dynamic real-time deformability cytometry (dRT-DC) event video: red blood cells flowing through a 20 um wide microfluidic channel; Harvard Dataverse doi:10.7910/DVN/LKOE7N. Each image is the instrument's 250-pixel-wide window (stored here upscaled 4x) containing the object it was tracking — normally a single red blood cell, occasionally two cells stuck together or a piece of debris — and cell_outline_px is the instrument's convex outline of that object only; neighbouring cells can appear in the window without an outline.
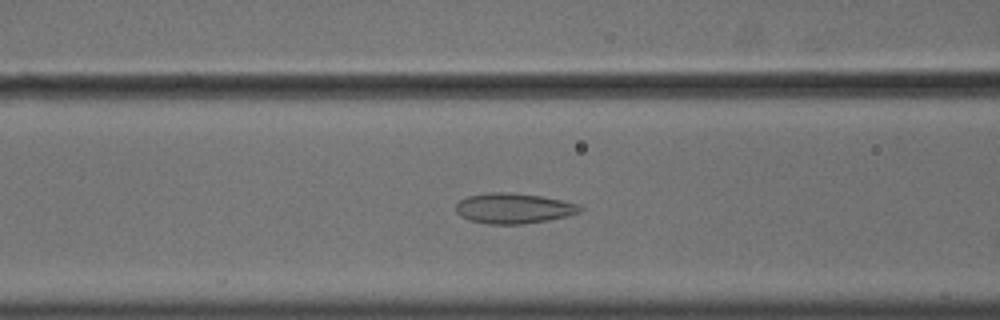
{"species": "common noctule bat (a hibernating species)", "species_latin": "Nyctalus noctula", "temperature_condition": "cold", "stored_images_in_passage": 58, "camera_frame_rate_fps": 3000, "um_per_image_px": 0.085, "animal": {"sex": "male", "body_mass_g": 18.8}, "frame": {"image": 1, "passage_image": 24, "time_ms": 7.667, "image_size_px": [1000, 320], "cell_outline_px": [[584, 208], [580, 212], [548, 220], [520, 224], [488, 224], [468, 220], [460, 216], [456, 212], [456, 204], [460, 200], [468, 196], [492, 192], [508, 192], [540, 196], [560, 200], [576, 204]], "centroid_in_image_um": [43.61, 17.71], "position_along_channel_um": 123.0, "area_um2": 21.73}}
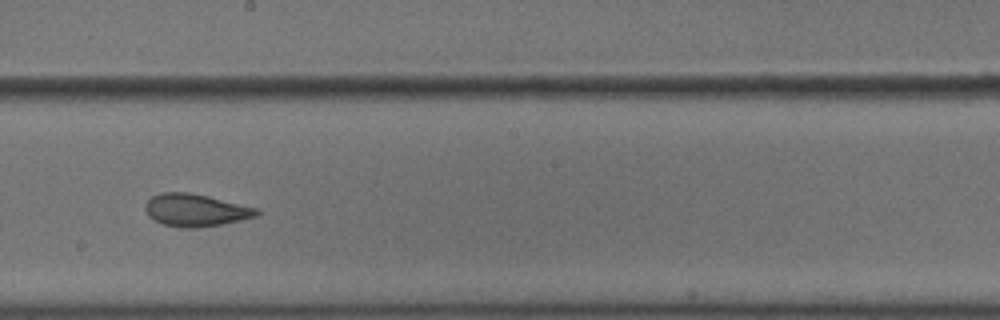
{"frame": {"image": 2, "passage_image": 33, "time_ms": 10.667, "image_size_px": [1000, 320], "cell_outline_px": [[260, 212], [256, 216], [220, 224], [196, 228], [184, 228], [164, 224], [148, 216], [144, 208], [144, 204], [152, 196], [160, 192], [188, 192], [208, 196], [260, 208]], "centroid_in_image_um": [16.62, 17.85], "position_along_channel_um": 231.6, "area_um2": 21.04}}
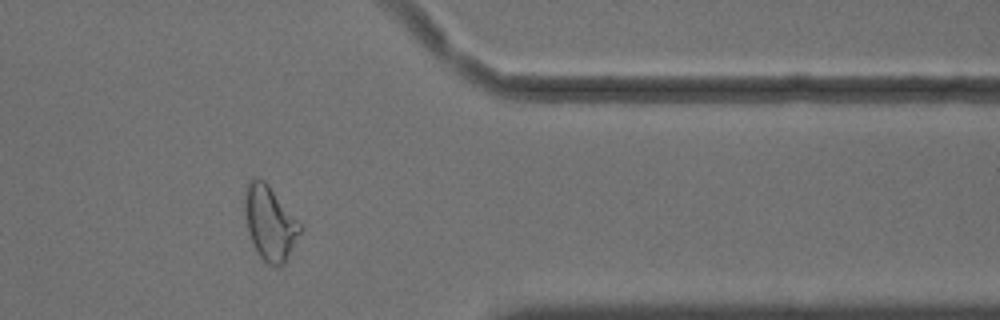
{"frame": {"image": 3, "passage_image": 47, "time_ms": 15.333, "image_size_px": [1000, 320], "cell_outline_px": [[304, 228], [284, 264], [268, 264], [260, 256], [248, 232], [244, 212], [244, 196], [248, 180], [264, 180], [268, 184]], "centroid_in_image_um": [22.95, 18.94], "position_along_channel_um": 388.5, "area_um2": 23.58}}